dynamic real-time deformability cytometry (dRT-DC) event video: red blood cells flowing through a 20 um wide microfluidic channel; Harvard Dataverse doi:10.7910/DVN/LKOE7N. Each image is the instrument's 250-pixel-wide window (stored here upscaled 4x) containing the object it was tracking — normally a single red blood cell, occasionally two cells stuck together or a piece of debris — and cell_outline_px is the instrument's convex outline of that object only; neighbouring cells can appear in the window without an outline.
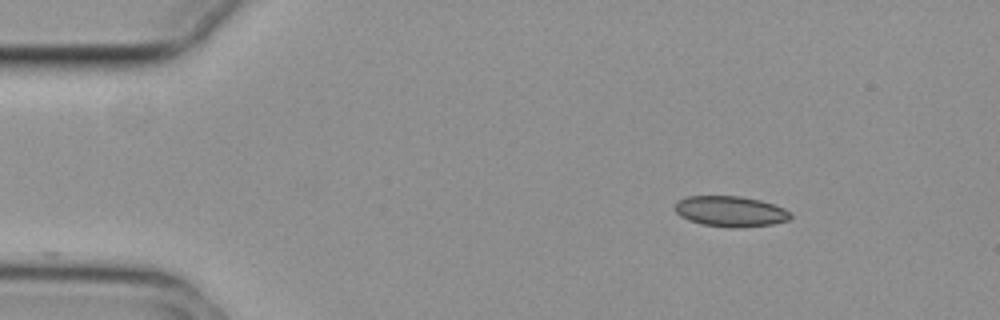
{"species": "common noctule bat (a hibernating species)", "species_latin": "Nyctalus noctula", "temperature_condition": "cold", "stored_images_in_passage": 49, "camera_frame_rate_fps": 3000, "um_per_image_px": 0.085, "animal": {"sex": "female", "body_mass_g": 29.2, "forearm_length_mm": 56.3}, "frame": {"image": 1, "passage_image": 1, "time_ms": 0.0, "image_size_px": [1000, 320], "cell_outline_px": [[792, 216], [788, 220], [772, 224], [736, 228], [728, 228], [700, 224], [688, 220], [680, 216], [676, 212], [676, 200], [688, 196], [740, 196], [760, 200], [784, 208], [792, 212]], "centroid_in_image_um": [62.08, 17.97], "position_along_channel_um": 22.9, "area_um2": 20.75}}
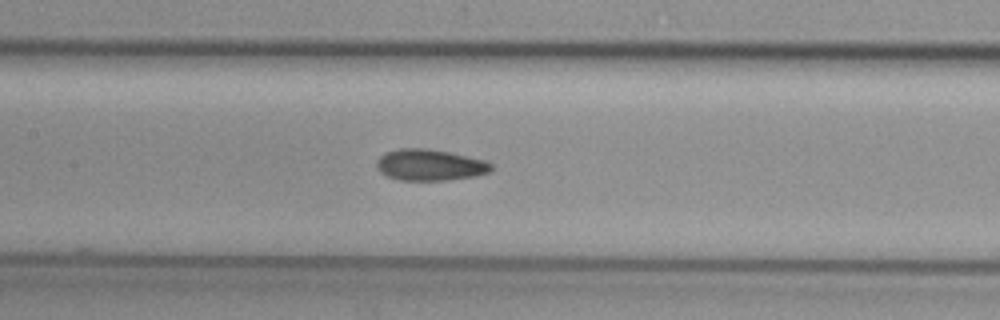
{"frame": {"image": 2, "passage_image": 19, "time_ms": 6.0, "image_size_px": [1000, 320], "cell_outline_px": [[492, 168], [488, 172], [476, 176], [444, 180], [400, 180], [388, 176], [380, 172], [376, 164], [376, 160], [380, 156], [388, 152], [400, 148], [424, 148], [448, 152], [484, 160], [492, 164]], "centroid_in_image_um": [36.52, 14.02], "position_along_channel_um": 170.9, "area_um2": 20.63}}
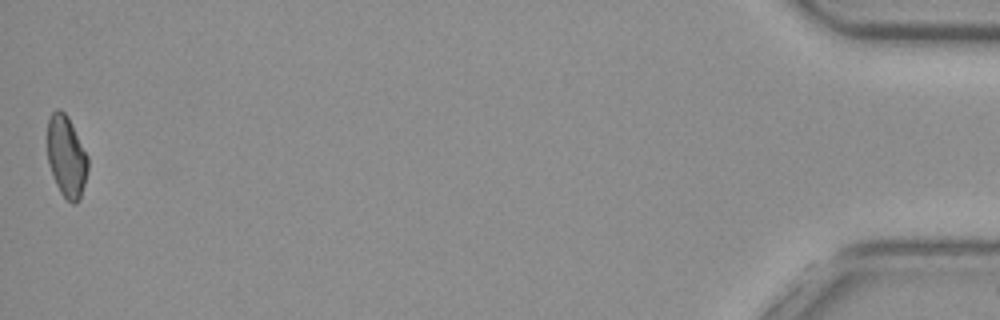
{"frame": {"image": 3, "passage_image": 48, "time_ms": 15.667, "image_size_px": [1000, 320], "cell_outline_px": [[88, 168], [80, 200], [76, 204], [72, 204], [60, 192], [56, 184], [48, 164], [48, 120], [52, 112], [56, 108], [60, 108], [68, 116], [88, 156]], "centroid_in_image_um": [5.65, 13.3], "position_along_channel_um": 429.6, "area_um2": 19.25}, "authors_computed_cell_mechanics": {"area_um2": 20.519, "velocity_mm_per_s": 3.7382, "shape_relaxation_time_tau1_ms": null, "shape_relaxation_time_tau2_ms": 5.0451, "deformation_change_tau1": null, "deformation_change_tau2": 0.0794}}